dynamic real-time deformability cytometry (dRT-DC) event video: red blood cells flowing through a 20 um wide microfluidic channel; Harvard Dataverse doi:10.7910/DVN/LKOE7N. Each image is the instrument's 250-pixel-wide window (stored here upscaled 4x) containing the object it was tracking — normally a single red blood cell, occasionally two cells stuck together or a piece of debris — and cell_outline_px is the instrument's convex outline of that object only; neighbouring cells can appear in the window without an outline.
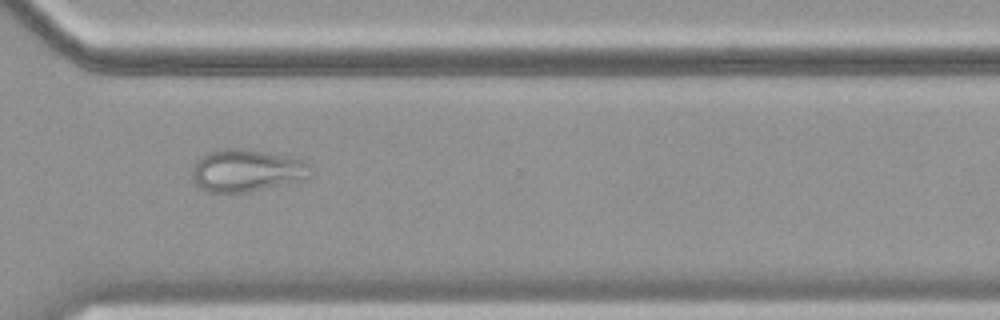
{"species": "common noctule bat (a hibernating species)", "species_latin": "Nyctalus noctula", "temperature_condition": "cold", "stored_images_in_passage": 57, "camera_frame_rate_fps": 3000, "um_per_image_px": 0.085, "animal": {"sex": "female", "body_mass_g": 19.9}, "frame": {"image": 1, "passage_image": 42, "time_ms": 13.667, "image_size_px": [1000, 320], "cell_outline_px": [[312, 176], [248, 192], [204, 192], [196, 184], [192, 176], [192, 168], [196, 160], [200, 156], [208, 152], [224, 148], [248, 148], [304, 160], [312, 164]], "centroid_in_image_um": [20.93, 14.47], "position_along_channel_um": 349.7, "area_um2": 29.3}}
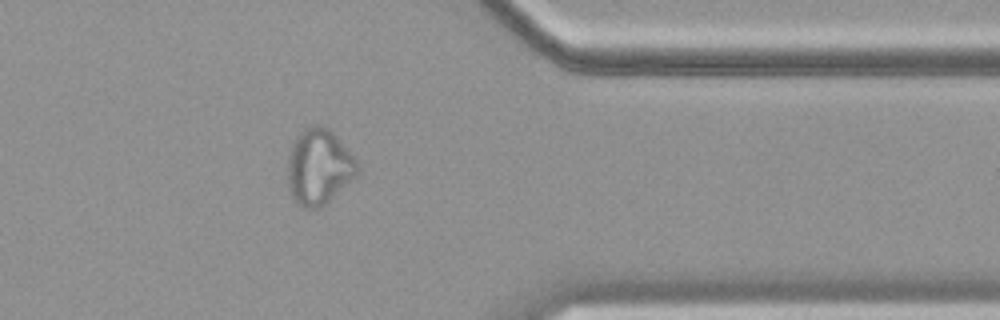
{"frame": {"image": 2, "passage_image": 46, "time_ms": 15.0, "image_size_px": [1000, 320], "cell_outline_px": [[356, 176], [320, 208], [304, 208], [296, 204], [292, 200], [288, 188], [288, 156], [292, 144], [296, 136], [304, 128], [312, 124], [324, 124], [336, 136], [356, 160]], "centroid_in_image_um": [27.05, 14.18], "position_along_channel_um": 384.4, "area_um2": 30.63}}
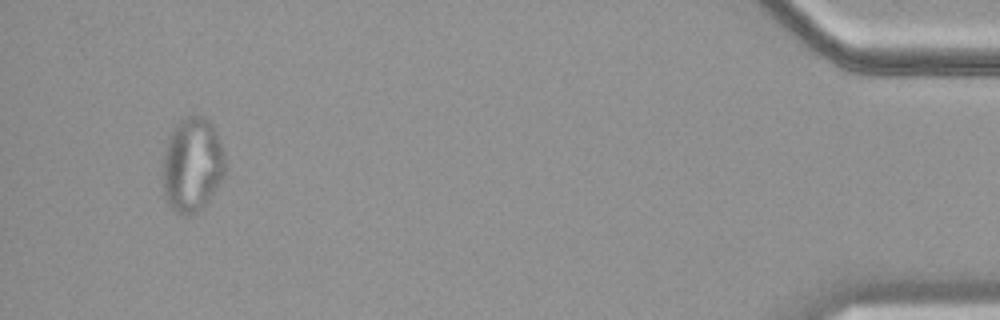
{"frame": {"image": 3, "passage_image": 54, "time_ms": 17.667, "image_size_px": [1000, 320], "cell_outline_px": [[228, 172], [204, 204], [196, 212], [188, 216], [180, 216], [168, 204], [164, 196], [160, 180], [164, 152], [168, 136], [172, 128], [180, 120], [188, 116], [204, 116], [212, 124], [216, 132], [224, 152], [228, 168]], "centroid_in_image_um": [16.32, 14.01], "position_along_channel_um": 418.9, "area_um2": 35.26}}